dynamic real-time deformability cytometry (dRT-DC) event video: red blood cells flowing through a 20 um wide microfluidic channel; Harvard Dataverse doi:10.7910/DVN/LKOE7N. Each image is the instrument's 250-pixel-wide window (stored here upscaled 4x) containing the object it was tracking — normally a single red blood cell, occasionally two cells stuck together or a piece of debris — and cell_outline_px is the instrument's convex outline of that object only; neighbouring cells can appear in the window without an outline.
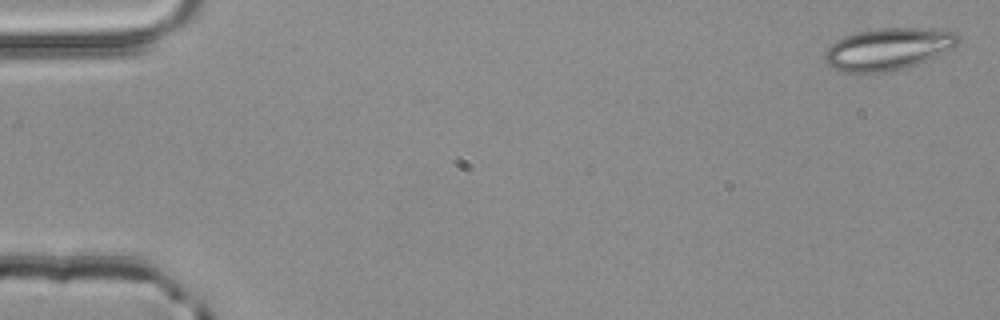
{"species": "common noctule bat (a hibernating species)", "species_latin": "Nyctalus noctula", "temperature_condition": "room temperature", "stored_images_in_passage": 4, "camera_frame_rate_fps": 3000, "um_per_image_px": 0.085, "animal": {"sex": "male", "body_mass_g": 20.4}, "frame": {"image": 1, "passage_image": 1, "time_ms": 0.0, "image_size_px": [1000, 320], "cell_outline_px": [[960, 44], [936, 56], [916, 64], [904, 68], [884, 72], [840, 72], [832, 68], [824, 60], [824, 52], [836, 40], [844, 36], [856, 32], [880, 28], [916, 28], [960, 32]], "centroid_in_image_um": [75.49, 4.16], "position_along_channel_um": 9.5, "area_um2": 32.66}}